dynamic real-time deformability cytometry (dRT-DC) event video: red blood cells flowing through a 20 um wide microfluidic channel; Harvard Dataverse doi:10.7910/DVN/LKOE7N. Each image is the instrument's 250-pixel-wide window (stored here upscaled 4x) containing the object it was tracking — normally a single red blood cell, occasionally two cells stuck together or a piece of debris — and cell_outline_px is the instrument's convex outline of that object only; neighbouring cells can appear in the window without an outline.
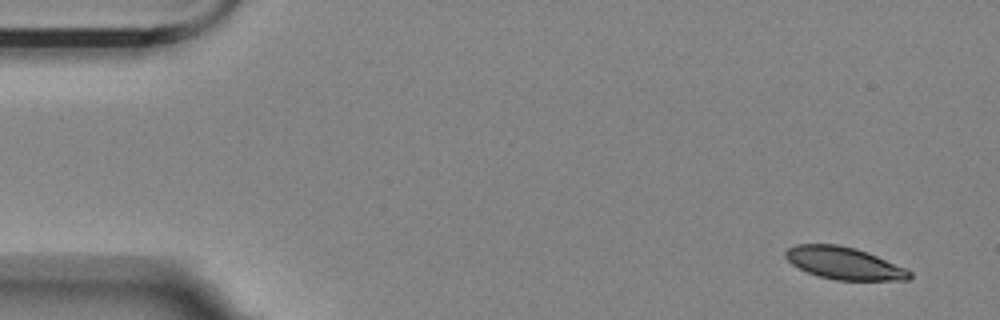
{"species": "Egyptian fruit bat (a non-hibernating species)", "species_latin": "Rousettus aegyptiacus", "temperature_condition": "room temperature", "stored_images_in_passage": 15, "segment_of_instrument_passage": [1, 2], "camera_frame_rate_fps": 3000, "um_per_image_px": 0.085, "animal": {"sex": "female"}, "frame": {"image": 1, "passage_image": 1, "time_ms": 0.0, "image_size_px": [1000, 320], "cell_outline_px": [[912, 276], [908, 280], [836, 280], [820, 276], [808, 272], [792, 264], [784, 256], [784, 252], [788, 248], [796, 244], [836, 244], [856, 248], [868, 252], [904, 268], [912, 272]], "centroid_in_image_um": [71.73, 22.36], "position_along_channel_um": 13.3, "area_um2": 23.18}}
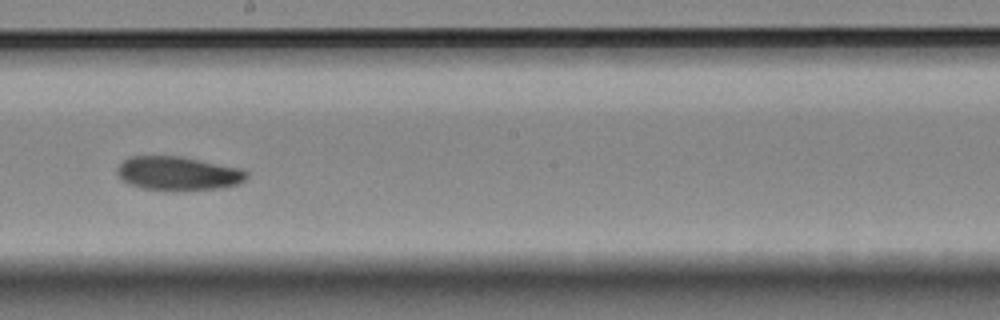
{"frame": {"image": 2, "passage_image": 8, "time_ms": 2.333, "image_size_px": [1000, 320], "cell_outline_px": [[248, 176], [240, 184], [224, 188], [140, 188], [128, 184], [116, 172], [116, 168], [128, 156], [180, 156], [244, 168], [248, 172]], "centroid_in_image_um": [15.18, 14.7], "position_along_channel_um": 233.0, "area_um2": 25.09}}
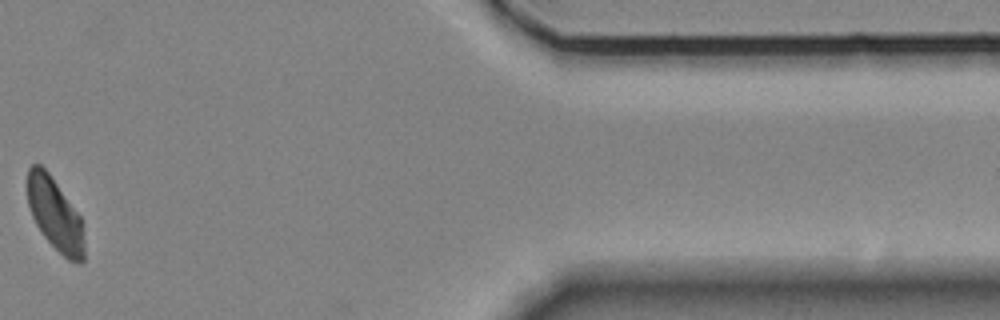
{"frame": {"image": 3, "passage_image": 13, "time_ms": 4.0, "image_size_px": [1000, 320], "cell_outline_px": [[84, 260], [80, 264], [68, 260], [44, 236], [36, 224], [32, 216], [28, 204], [28, 168], [32, 164], [40, 164], [48, 172], [80, 216], [84, 244]], "centroid_in_image_um": [4.67, 18.23], "position_along_channel_um": 406.7, "area_um2": 23.52}}